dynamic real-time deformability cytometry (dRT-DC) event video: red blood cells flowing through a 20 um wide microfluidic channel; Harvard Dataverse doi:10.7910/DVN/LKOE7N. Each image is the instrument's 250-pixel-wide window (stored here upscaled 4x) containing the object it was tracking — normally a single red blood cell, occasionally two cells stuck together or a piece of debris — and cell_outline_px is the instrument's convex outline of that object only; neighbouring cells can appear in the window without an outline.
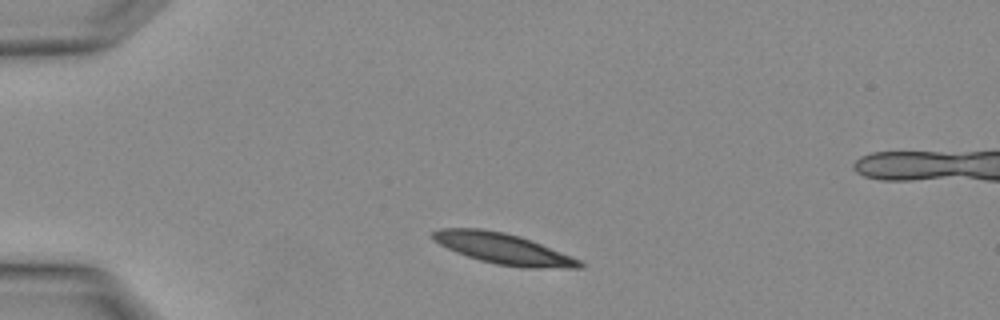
{"species": "Egyptian fruit bat (a non-hibernating species)", "species_latin": "Rousettus aegyptiacus", "temperature_condition": "warm", "stored_images_in_passage": 2, "camera_frame_rate_fps": 3000, "um_per_image_px": 0.085, "animal": {"sex": "female"}, "frame": {"image": 1, "passage_image": 1, "time_ms": 0.0, "image_size_px": [1000, 320], "cell_outline_px": [[584, 268], [528, 268], [496, 264], [480, 260], [456, 252], [432, 240], [432, 232], [440, 228], [480, 228], [504, 232], [520, 236], [580, 260], [584, 264]], "centroid_in_image_um": [42.76, 21.14], "position_along_channel_um": 42.2, "area_um2": 26.07}}